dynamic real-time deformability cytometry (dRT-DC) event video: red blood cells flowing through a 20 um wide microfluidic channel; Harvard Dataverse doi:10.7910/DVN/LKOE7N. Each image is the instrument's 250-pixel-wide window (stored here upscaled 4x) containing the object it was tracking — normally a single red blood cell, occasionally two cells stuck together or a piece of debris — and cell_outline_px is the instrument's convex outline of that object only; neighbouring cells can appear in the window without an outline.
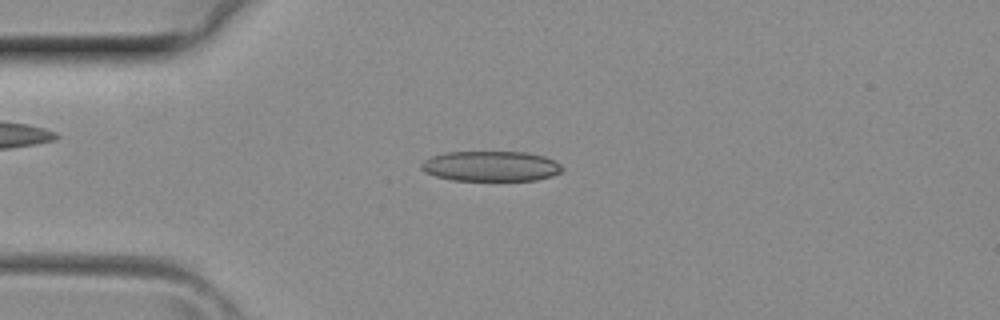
{"species": "common noctule bat (a hibernating species)", "species_latin": "Nyctalus noctula", "temperature_condition": "room temperature", "stored_images_in_passage": 2, "camera_frame_rate_fps": 3000, "um_per_image_px": 0.085, "animal": {"sex": "female", "body_mass_g": 29.2, "forearm_length_mm": 56.3}, "frame": {"image": 1, "passage_image": 2, "time_ms": 0.333, "image_size_px": [1000, 320], "cell_outline_px": [[564, 168], [560, 172], [552, 176], [536, 180], [452, 180], [436, 176], [424, 172], [420, 168], [420, 164], [424, 160], [432, 156], [444, 152], [528, 152], [544, 156], [556, 160]], "centroid_in_image_um": [41.73, 14.12], "position_along_channel_um": 43.3, "area_um2": 24.97}}